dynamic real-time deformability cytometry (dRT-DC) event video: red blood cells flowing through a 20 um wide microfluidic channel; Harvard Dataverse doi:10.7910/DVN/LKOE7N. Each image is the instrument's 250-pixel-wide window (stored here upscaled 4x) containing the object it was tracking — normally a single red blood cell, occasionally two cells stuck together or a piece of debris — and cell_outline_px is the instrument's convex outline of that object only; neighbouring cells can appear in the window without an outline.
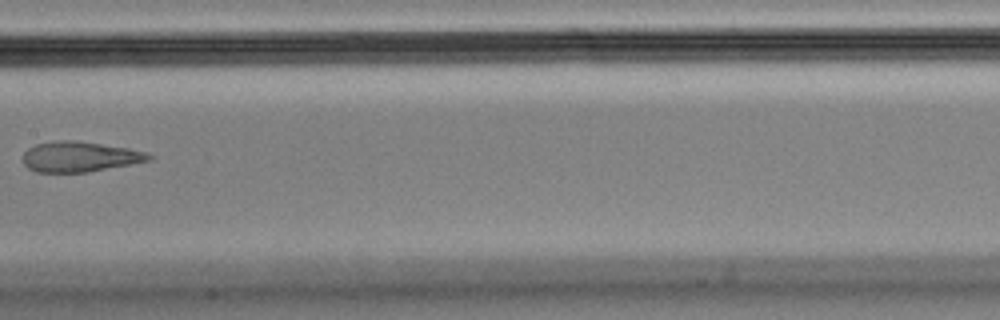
{"species": "Egyptian fruit bat (a non-hibernating species)", "species_latin": "Rousettus aegyptiacus", "temperature_condition": "cold", "stored_images_in_passage": 14, "camera_frame_rate_fps": 3000, "um_per_image_px": 0.085, "animal": {"sex": "male"}, "frame": {"image": 1, "passage_image": 7, "time_ms": 2.0, "image_size_px": [1000, 320], "cell_outline_px": [[156, 156], [152, 160], [88, 172], [36, 172], [28, 168], [24, 164], [24, 152], [28, 148], [36, 144], [56, 140], [76, 140], [128, 148], [148, 152]], "centroid_in_image_um": [6.81, 13.31], "position_along_channel_um": 200.6, "area_um2": 22.37}}
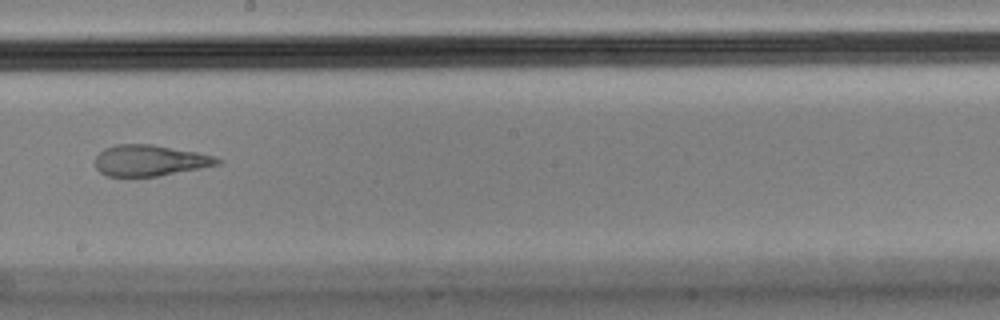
{"frame": {"image": 2, "passage_image": 8, "time_ms": 2.333, "image_size_px": [1000, 320], "cell_outline_px": [[224, 160], [220, 164], [200, 168], [156, 176], [108, 176], [100, 172], [96, 168], [96, 156], [104, 148], [116, 144], [152, 144], [196, 152], [212, 156]], "centroid_in_image_um": [12.73, 13.63], "position_along_channel_um": 235.5, "area_um2": 21.91}}